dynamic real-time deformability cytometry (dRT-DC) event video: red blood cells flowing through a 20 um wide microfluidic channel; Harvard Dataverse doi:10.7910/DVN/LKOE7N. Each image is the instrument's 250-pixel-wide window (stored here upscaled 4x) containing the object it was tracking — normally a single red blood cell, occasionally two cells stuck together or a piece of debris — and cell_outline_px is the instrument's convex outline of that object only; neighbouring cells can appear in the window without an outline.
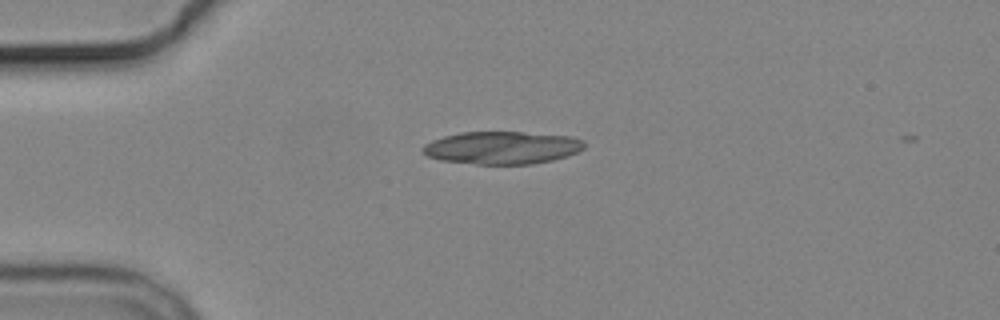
{"species": "common noctule bat (a hibernating species)", "species_latin": "Nyctalus noctula", "temperature_condition": "cold", "stored_images_in_passage": 7, "camera_frame_rate_fps": 3000, "um_per_image_px": 0.085, "animal": {"sex": "male", "body_mass_g": 19.2, "forearm_length_mm": 51.8}, "frame": {"image": 1, "passage_image": 1, "time_ms": 0.0, "image_size_px": [1000, 320], "cell_outline_px": [[584, 148], [568, 156], [552, 160], [532, 164], [476, 164], [440, 160], [428, 156], [420, 148], [424, 144], [432, 140], [444, 136], [460, 132], [524, 132], [572, 136], [584, 140]], "centroid_in_image_um": [42.68, 12.55], "position_along_channel_um": 42.3, "area_um2": 30.87}}